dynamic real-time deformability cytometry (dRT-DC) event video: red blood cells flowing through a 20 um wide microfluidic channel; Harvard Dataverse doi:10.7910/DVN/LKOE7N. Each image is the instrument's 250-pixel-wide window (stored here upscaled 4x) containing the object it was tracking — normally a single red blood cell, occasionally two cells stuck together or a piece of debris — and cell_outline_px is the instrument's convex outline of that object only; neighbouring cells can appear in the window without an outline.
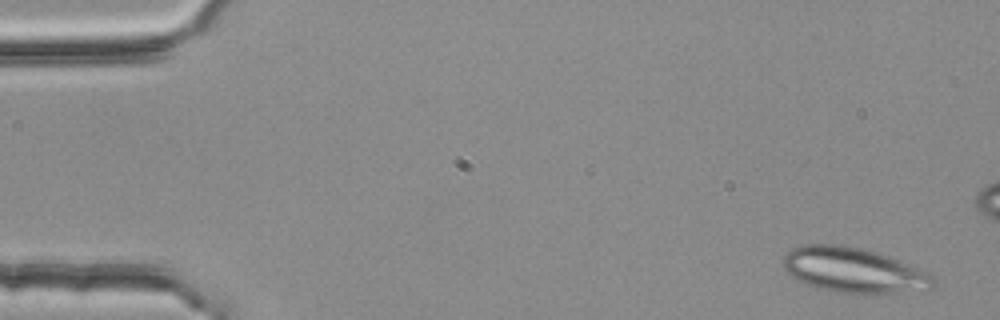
{"species": "common noctule bat (a hibernating species)", "species_latin": "Nyctalus noctula", "temperature_condition": "room temperature", "stored_images_in_passage": 5, "camera_frame_rate_fps": 3000, "um_per_image_px": 0.085, "animal": {"sex": "female", "body_mass_g": 25.1}, "frame": {"image": 1, "passage_image": 1, "time_ms": 0.0, "image_size_px": [1000, 320], "cell_outline_px": [[940, 280], [932, 288], [924, 292], [872, 296], [836, 292], [816, 288], [804, 284], [796, 280], [784, 272], [784, 256], [792, 248], [800, 244], [844, 244], [876, 252], [888, 256], [932, 272]], "centroid_in_image_um": [72.68, 23.02], "position_along_channel_um": 12.3, "area_um2": 41.44}}